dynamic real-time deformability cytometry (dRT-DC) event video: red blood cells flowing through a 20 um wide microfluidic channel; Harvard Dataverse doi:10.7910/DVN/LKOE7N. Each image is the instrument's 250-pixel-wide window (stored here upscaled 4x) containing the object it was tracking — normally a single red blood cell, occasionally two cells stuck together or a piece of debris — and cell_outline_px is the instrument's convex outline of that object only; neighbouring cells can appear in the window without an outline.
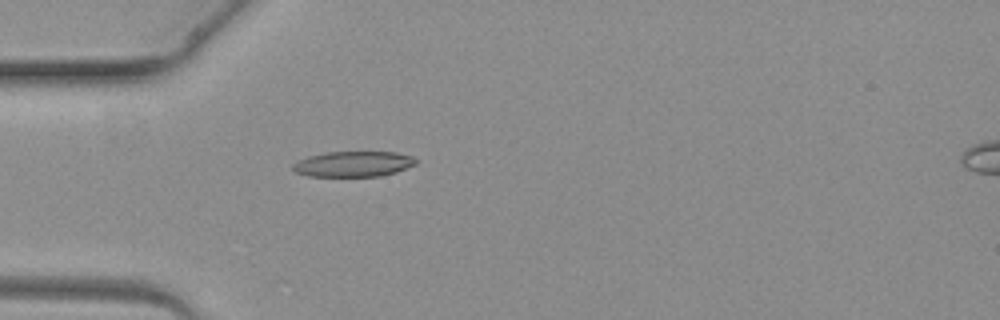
{"species": "common noctule bat (a hibernating species)", "species_latin": "Nyctalus noctula", "temperature_condition": "warm", "stored_images_in_passage": 1, "camera_frame_rate_fps": 3000, "um_per_image_px": 0.085, "animal": {"sex": "female", "body_mass_g": 19.3, "forearm_length_mm": 54.1}, "frame": {"image": 1, "passage_image": 1, "time_ms": 0.0, "image_size_px": [1000, 320], "cell_outline_px": [[416, 164], [396, 172], [380, 176], [308, 176], [296, 172], [292, 168], [292, 164], [308, 156], [328, 152], [396, 152], [412, 156], [416, 160]], "centroid_in_image_um": [30.04, 13.94], "position_along_channel_um": 55.0, "area_um2": 18.15}}